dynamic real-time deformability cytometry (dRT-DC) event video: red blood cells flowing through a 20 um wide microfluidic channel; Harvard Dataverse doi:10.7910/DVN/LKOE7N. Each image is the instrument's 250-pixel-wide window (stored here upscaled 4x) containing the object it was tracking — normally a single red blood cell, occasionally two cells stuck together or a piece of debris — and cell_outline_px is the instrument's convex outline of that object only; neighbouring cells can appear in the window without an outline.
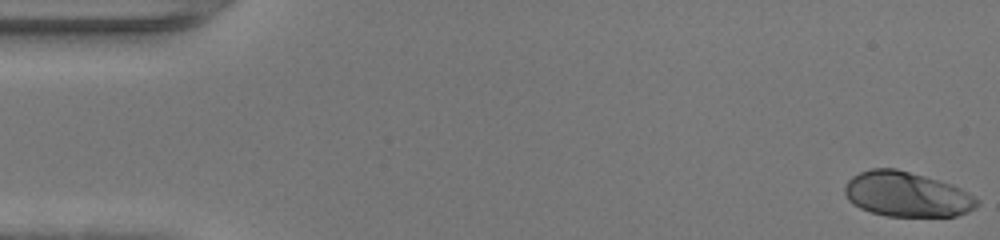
{"species": "human", "species_latin": "Homo sapiens", "temperature_condition": "warm", "stored_images_in_passage": 41, "camera_frame_rate_fps": 3000, "um_per_image_px": 0.085, "donor": {"sex": "female"}, "frame": {"image": 1, "passage_image": 1, "time_ms": 0.0, "image_size_px": [1000, 240], "cell_outline_px": [[980, 204], [976, 208], [968, 212], [956, 216], [888, 216], [872, 212], [860, 208], [852, 204], [848, 200], [844, 192], [844, 188], [848, 180], [852, 176], [860, 172], [872, 168], [896, 168], [952, 184], [968, 192], [980, 200]], "centroid_in_image_um": [77.09, 16.52], "position_along_channel_um": 7.9, "area_um2": 34.8}}
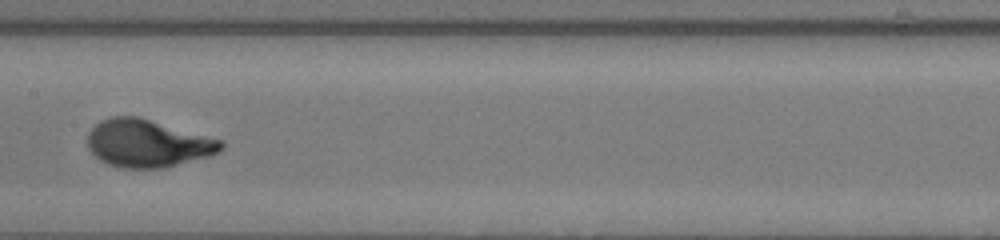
{"frame": {"image": 2, "passage_image": 24, "time_ms": 7.667, "image_size_px": [1000, 240], "cell_outline_px": [[224, 148], [220, 152], [208, 156], [164, 168], [124, 168], [108, 164], [100, 160], [88, 148], [88, 132], [100, 120], [112, 116], [136, 116], [224, 140]], "centroid_in_image_um": [12.56, 12.18], "position_along_channel_um": 194.8, "area_um2": 36.99}}
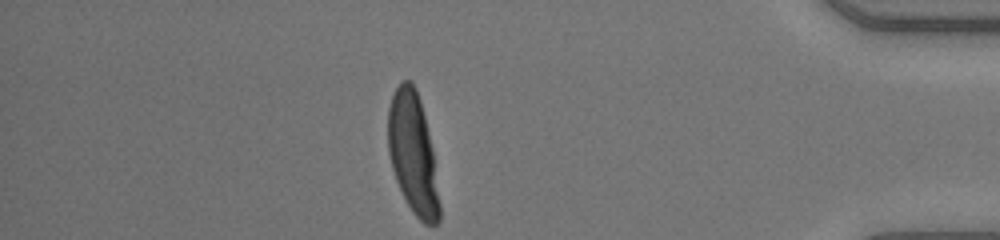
{"frame": {"image": 3, "passage_image": 41, "time_ms": 13.333, "image_size_px": [1000, 240], "cell_outline_px": [[440, 220], [436, 224], [424, 224], [412, 212], [396, 180], [392, 168], [388, 152], [388, 108], [392, 96], [400, 80], [412, 80], [416, 88], [420, 100], [432, 148], [440, 204]], "centroid_in_image_um": [35.09, 13.03], "position_along_channel_um": 400.1, "area_um2": 36.01}, "authors_computed_cell_mechanics": {"area_um2": 35.4892, "velocity_mm_per_s": 4.3939, "shape_relaxation_time_tau1_ms": 2.9987, "shape_relaxation_time_tau2_ms": null, "deformation_change_tau1": 0.2109, "deformation_change_tau2": null}}